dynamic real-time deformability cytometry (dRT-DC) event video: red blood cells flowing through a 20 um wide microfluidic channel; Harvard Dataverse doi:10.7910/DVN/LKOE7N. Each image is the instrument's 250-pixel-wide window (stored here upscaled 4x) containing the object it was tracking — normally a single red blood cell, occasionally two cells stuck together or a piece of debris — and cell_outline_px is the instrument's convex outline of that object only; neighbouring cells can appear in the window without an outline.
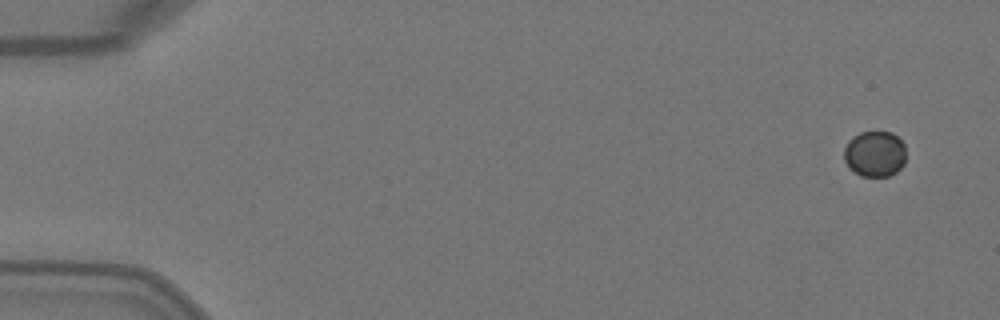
{"species": "Egyptian fruit bat (a non-hibernating species)", "species_latin": "Rousettus aegyptiacus", "temperature_condition": "warm", "stored_images_in_passage": 4, "camera_frame_rate_fps": 3000, "um_per_image_px": 0.085, "animal": {"sex": "female"}, "frame": {"image": 1, "passage_image": 1, "time_ms": 0.0, "image_size_px": [1000, 320], "cell_outline_px": [[904, 164], [896, 172], [888, 176], [860, 176], [848, 168], [844, 160], [844, 148], [848, 140], [852, 136], [860, 132], [892, 132], [904, 144]], "centroid_in_image_um": [74.32, 13.08], "position_along_channel_um": 10.7, "area_um2": 16.65}}